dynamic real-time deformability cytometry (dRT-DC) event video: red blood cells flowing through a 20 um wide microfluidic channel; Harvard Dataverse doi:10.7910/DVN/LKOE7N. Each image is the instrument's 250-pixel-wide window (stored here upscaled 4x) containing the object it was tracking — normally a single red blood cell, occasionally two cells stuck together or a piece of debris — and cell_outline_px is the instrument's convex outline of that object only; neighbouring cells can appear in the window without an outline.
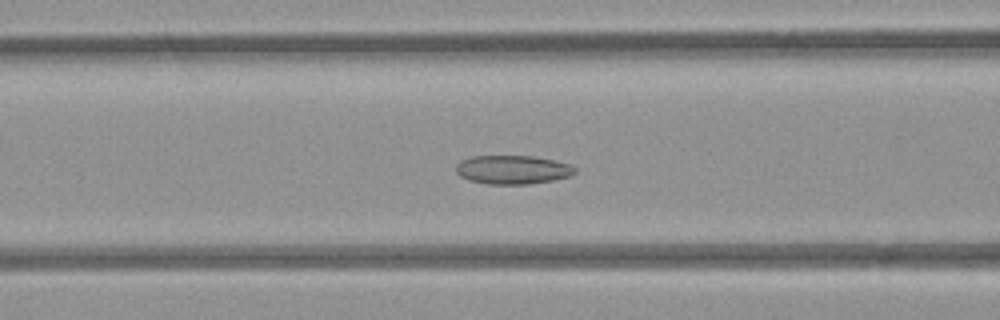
{"species": "common noctule bat (a hibernating species)", "species_latin": "Nyctalus noctula", "temperature_condition": "room temperature", "stored_images_in_passage": 34, "camera_frame_rate_fps": 3000, "um_per_image_px": 0.085, "animal": {"sex": "female", "body_mass_g": 21.9}, "frame": {"image": 1, "passage_image": 13, "time_ms": 4.0, "image_size_px": [1000, 320], "cell_outline_px": [[576, 172], [572, 176], [552, 180], [528, 184], [488, 184], [468, 180], [460, 176], [456, 172], [456, 164], [460, 160], [472, 156], [532, 156], [572, 164], [576, 168]], "centroid_in_image_um": [43.57, 14.42], "position_along_channel_um": 123.0, "area_um2": 20.06}}
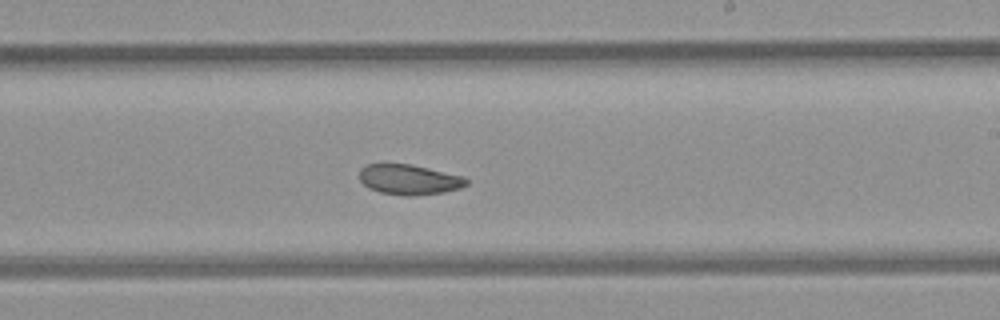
{"frame": {"image": 2, "passage_image": 23, "time_ms": 7.333, "image_size_px": [1000, 320], "cell_outline_px": [[468, 184], [460, 188], [444, 192], [412, 196], [404, 196], [380, 192], [368, 188], [360, 180], [360, 168], [364, 164], [384, 160], [408, 164], [428, 168], [464, 176], [468, 180]], "centroid_in_image_um": [34.71, 15.22], "position_along_channel_um": 254.3, "area_um2": 19.48}}
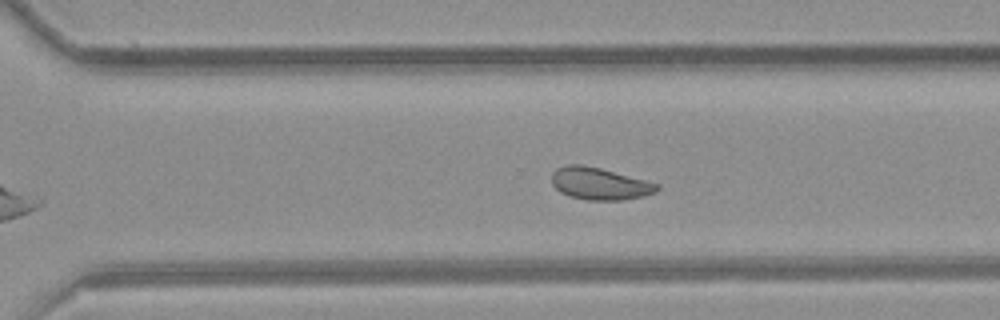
{"frame": {"image": 3, "passage_image": 28, "time_ms": 9.0, "image_size_px": [1000, 320], "cell_outline_px": [[660, 188], [656, 192], [644, 196], [620, 200], [588, 200], [568, 196], [560, 192], [552, 184], [552, 172], [556, 168], [568, 164], [580, 164], [600, 168], [660, 184]], "centroid_in_image_um": [50.96, 15.61], "position_along_channel_um": 319.6, "area_um2": 19.77}, "authors_computed_cell_mechanics": {"area_um2": 19.9988, "velocity_mm_per_s": 3.9284, "shape_relaxation_time_tau1_ms": 8.5937, "shape_relaxation_time_tau2_ms": 3.6144, "deformation_change_tau1": 0.1327, "deformation_change_tau2": 0.0791}}